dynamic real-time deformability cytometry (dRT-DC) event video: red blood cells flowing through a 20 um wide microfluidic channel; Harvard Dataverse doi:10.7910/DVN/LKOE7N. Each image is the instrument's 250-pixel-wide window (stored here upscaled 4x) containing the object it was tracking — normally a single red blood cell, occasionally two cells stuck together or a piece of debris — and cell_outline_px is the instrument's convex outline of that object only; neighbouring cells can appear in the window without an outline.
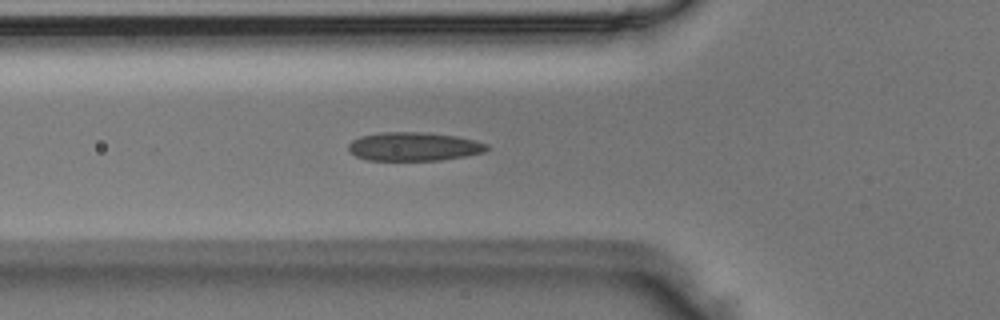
{"species": "Egyptian fruit bat (a non-hibernating species)", "species_latin": "Rousettus aegyptiacus", "temperature_condition": "room temperature", "stored_images_in_passage": 31, "camera_frame_rate_fps": 3000, "um_per_image_px": 0.085, "animal": {"sex": "male"}, "frame": {"image": 1, "passage_image": 2, "time_ms": 0.333, "image_size_px": [1000, 320], "cell_outline_px": [[488, 148], [484, 152], [464, 156], [440, 160], [368, 160], [356, 156], [348, 148], [348, 144], [352, 140], [360, 136], [384, 132], [428, 132], [456, 136], [476, 140], [488, 144]], "centroid_in_image_um": [35.19, 12.45], "position_along_channel_um": 90.6, "area_um2": 23.06}}
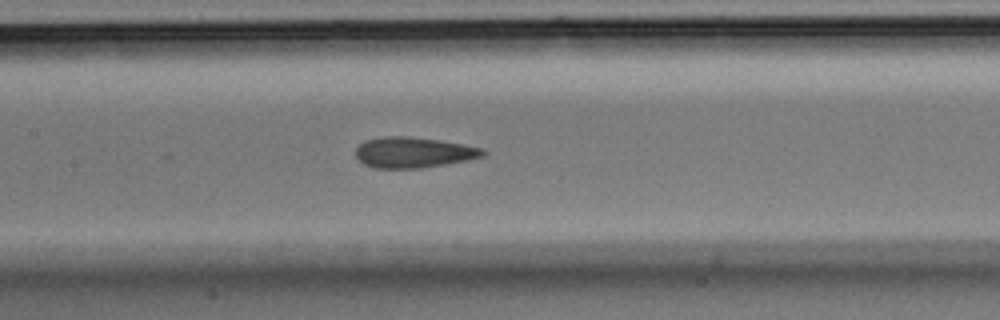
{"frame": {"image": 2, "passage_image": 8, "time_ms": 2.333, "image_size_px": [1000, 320], "cell_outline_px": [[484, 156], [468, 160], [420, 168], [376, 168], [364, 164], [356, 156], [356, 148], [364, 140], [384, 136], [404, 136], [436, 140], [464, 144], [484, 148]], "centroid_in_image_um": [35.13, 12.95], "position_along_channel_um": 172.3, "area_um2": 22.54}}
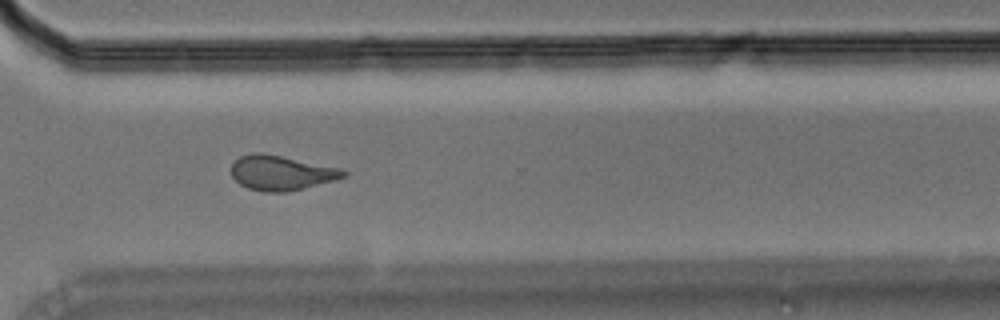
{"frame": {"image": 3, "passage_image": 21, "time_ms": 6.667, "image_size_px": [1000, 320], "cell_outline_px": [[348, 176], [336, 180], [288, 192], [264, 192], [248, 188], [240, 184], [232, 176], [232, 164], [240, 156], [252, 152], [264, 152], [340, 168], [348, 172]], "centroid_in_image_um": [23.93, 14.69], "position_along_channel_um": 346.7, "area_um2": 22.89}}